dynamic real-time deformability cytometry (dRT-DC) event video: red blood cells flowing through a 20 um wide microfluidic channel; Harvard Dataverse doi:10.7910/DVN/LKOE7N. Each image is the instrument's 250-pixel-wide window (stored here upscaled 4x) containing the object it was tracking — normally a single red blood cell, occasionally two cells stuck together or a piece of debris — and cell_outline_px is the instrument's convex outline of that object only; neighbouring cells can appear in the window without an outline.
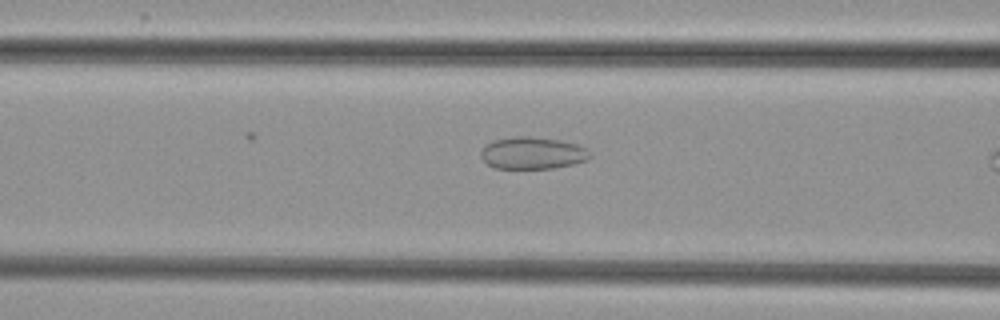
{"species": "common noctule bat (a hibernating species)", "species_latin": "Nyctalus noctula", "temperature_condition": "cold", "stored_images_in_passage": 7, "camera_frame_rate_fps": 3000, "um_per_image_px": 0.085, "animal": {"sex": "female", "body_mass_g": 29.2, "forearm_length_mm": 56.3}, "frame": {"image": 1, "passage_image": 5, "time_ms": 1.333, "image_size_px": [1000, 320], "cell_outline_px": [[592, 156], [588, 160], [572, 164], [552, 168], [496, 168], [488, 164], [480, 156], [480, 152], [484, 144], [492, 140], [512, 136], [528, 136], [560, 140], [576, 144], [588, 148]], "centroid_in_image_um": [45.26, 12.99], "position_along_channel_um": 121.3, "area_um2": 20.58}}